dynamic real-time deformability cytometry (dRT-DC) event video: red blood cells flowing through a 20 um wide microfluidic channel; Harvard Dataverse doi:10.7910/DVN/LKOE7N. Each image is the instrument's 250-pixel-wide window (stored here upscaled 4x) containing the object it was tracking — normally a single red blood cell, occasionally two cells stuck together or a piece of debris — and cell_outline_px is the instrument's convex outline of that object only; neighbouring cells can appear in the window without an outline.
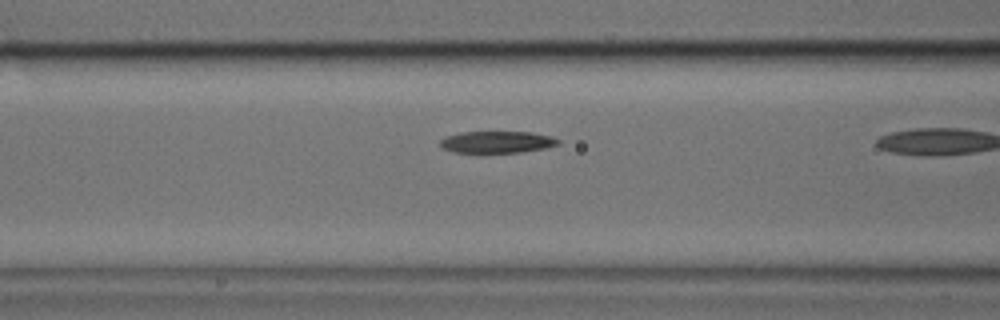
{"species": "common noctule bat (a hibernating species)", "species_latin": "Nyctalus noctula", "temperature_condition": "cold", "stored_images_in_passage": 24, "camera_frame_rate_fps": 3000, "um_per_image_px": 0.085, "animal": {"sex": "male", "body_mass_g": 17.9, "forearm_length_mm": 54.2}, "frame": {"image": 1, "passage_image": 11, "time_ms": 3.333, "image_size_px": [1000, 320], "cell_outline_px": [[560, 144], [544, 148], [520, 152], [452, 152], [444, 148], [440, 144], [440, 140], [444, 136], [460, 132], [532, 132], [552, 136], [560, 140]], "centroid_in_image_um": [42.25, 12.06], "position_along_channel_um": 124.3, "area_um2": 14.97}}